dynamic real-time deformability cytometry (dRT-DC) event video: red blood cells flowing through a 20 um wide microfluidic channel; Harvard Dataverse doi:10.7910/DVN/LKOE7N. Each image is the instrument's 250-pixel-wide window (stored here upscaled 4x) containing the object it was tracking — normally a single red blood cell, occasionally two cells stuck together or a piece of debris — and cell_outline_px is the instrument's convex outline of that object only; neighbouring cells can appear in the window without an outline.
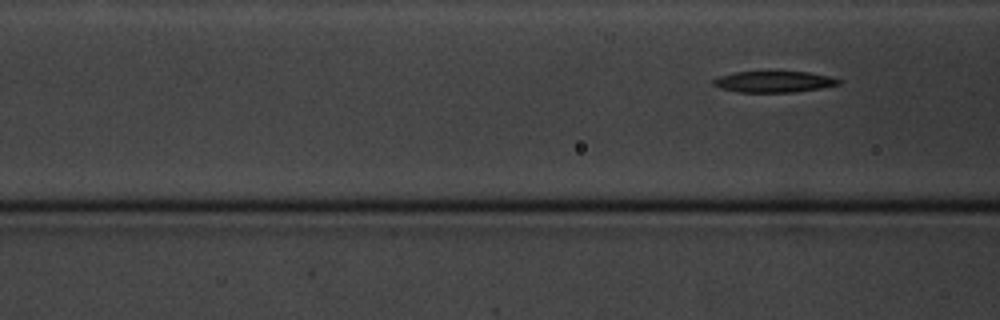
{"species": "common noctule bat (a hibernating species)", "species_latin": "Nyctalus noctula", "temperature_condition": "cold", "stored_images_in_passage": 8, "segment_of_instrument_passage": [2, 2], "camera_frame_rate_fps": 3000, "um_per_image_px": 0.085, "animal": {"sex": "male", "body_mass_g": 20.1, "forearm_length_mm": 53.5}, "frame": {"image": 1, "passage_image": 8, "time_ms": 8.0, "image_size_px": [1000, 320], "cell_outline_px": [[844, 80], [840, 84], [820, 88], [796, 92], [736, 92], [720, 88], [712, 84], [712, 80], [720, 76], [732, 72], [808, 72], [828, 76]], "centroid_in_image_um": [65.77, 6.95], "position_along_channel_um": 100.8, "area_um2": 15.49}}